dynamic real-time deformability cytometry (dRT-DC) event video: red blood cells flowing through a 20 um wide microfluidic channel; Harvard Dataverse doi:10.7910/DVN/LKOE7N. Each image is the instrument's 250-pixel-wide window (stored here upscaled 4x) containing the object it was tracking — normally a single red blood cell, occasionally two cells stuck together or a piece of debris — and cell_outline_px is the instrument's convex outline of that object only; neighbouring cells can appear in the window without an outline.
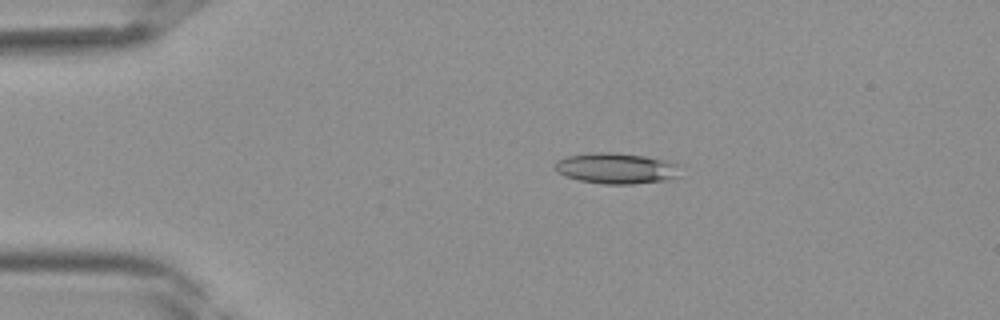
{"species": "Egyptian fruit bat (a non-hibernating species)", "species_latin": "Rousettus aegyptiacus", "temperature_condition": "room temperature", "stored_images_in_passage": 28, "camera_frame_rate_fps": 3000, "um_per_image_px": 0.085, "frame": {"image": 1, "passage_image": 1, "time_ms": 0.0, "image_size_px": [1000, 320], "cell_outline_px": [[684, 164], [680, 176], [668, 180], [632, 184], [604, 184], [580, 180], [556, 172], [556, 160], [568, 156], [592, 152], [612, 152], [644, 156]], "centroid_in_image_um": [52.49, 14.3], "position_along_channel_um": 32.5, "area_um2": 22.77}}
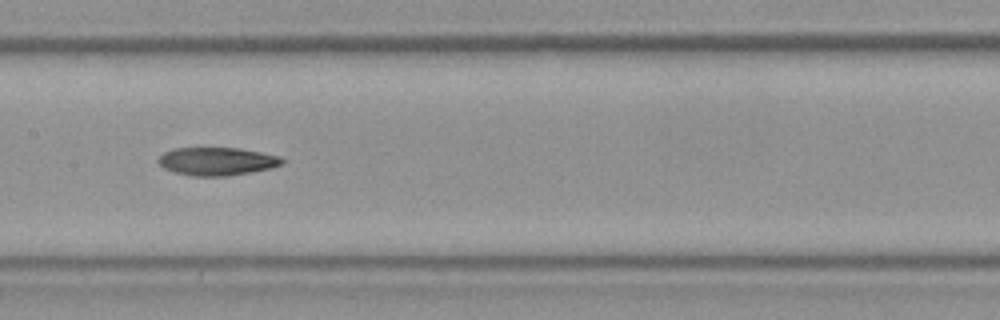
{"frame": {"image": 2, "passage_image": 13, "time_ms": 4.0, "image_size_px": [1000, 320], "cell_outline_px": [[284, 164], [272, 168], [252, 172], [228, 176], [192, 176], [176, 172], [164, 168], [156, 160], [164, 152], [172, 148], [240, 148], [280, 156], [284, 160]], "centroid_in_image_um": [18.46, 13.71], "position_along_channel_um": 188.9, "area_um2": 20.35}}
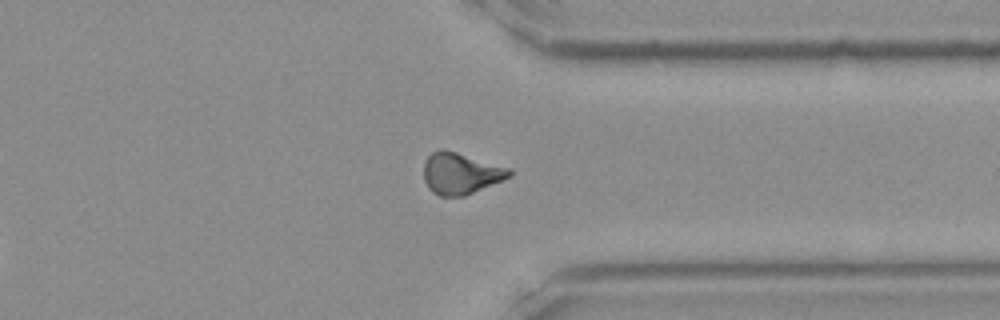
{"frame": {"image": 3, "passage_image": 24, "time_ms": 7.667, "image_size_px": [1000, 320], "cell_outline_px": [[512, 176], [504, 180], [464, 196], [440, 196], [432, 192], [428, 188], [424, 180], [424, 160], [432, 152], [440, 148], [444, 148], [512, 168]], "centroid_in_image_um": [39.17, 14.72], "position_along_channel_um": 372.2, "area_um2": 21.04}}